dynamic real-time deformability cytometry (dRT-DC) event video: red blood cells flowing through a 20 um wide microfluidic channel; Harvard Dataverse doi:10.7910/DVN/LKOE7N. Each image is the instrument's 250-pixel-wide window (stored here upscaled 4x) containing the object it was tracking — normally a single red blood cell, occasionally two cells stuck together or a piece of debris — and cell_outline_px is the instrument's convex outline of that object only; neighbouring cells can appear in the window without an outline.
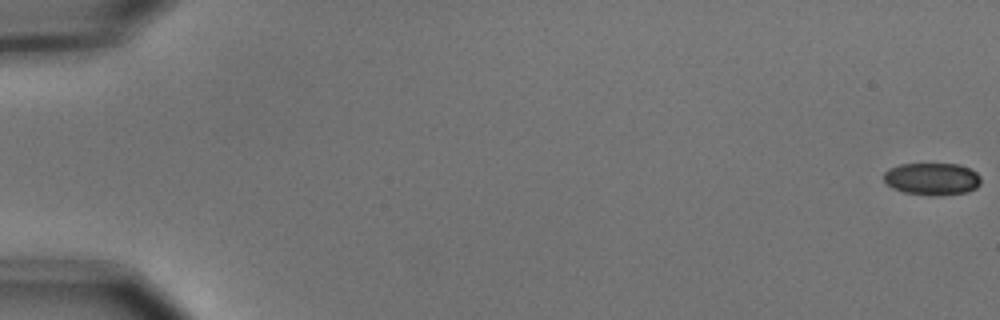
{"species": "common noctule bat (a hibernating species)", "species_latin": "Nyctalus noctula", "temperature_condition": "cold", "stored_images_in_passage": 56, "camera_frame_rate_fps": 3000, "um_per_image_px": 0.085, "animal": {"sex": "male", "body_mass_g": 15.6}, "frame": {"image": 1, "passage_image": 1, "time_ms": 0.0, "image_size_px": [1000, 320], "cell_outline_px": [[980, 184], [976, 188], [968, 192], [944, 196], [928, 196], [904, 192], [892, 188], [884, 180], [884, 172], [888, 168], [900, 164], [960, 164], [976, 172], [980, 176]], "centroid_in_image_um": [79.23, 15.22], "position_along_channel_um": 5.8, "area_um2": 18.55}}
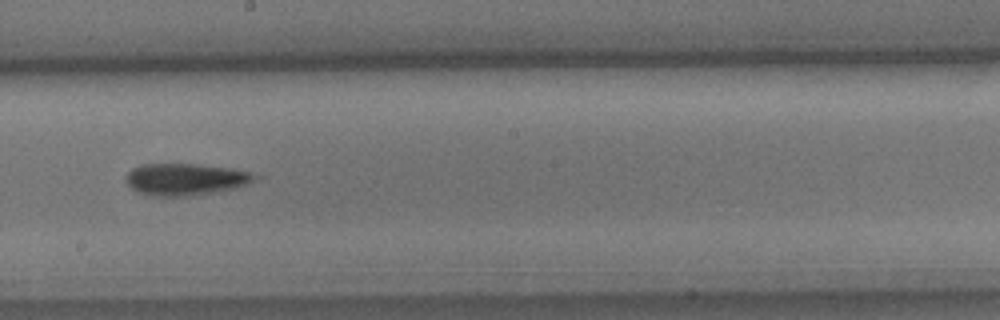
{"frame": {"image": 2, "passage_image": 33, "time_ms": 10.667, "image_size_px": [1000, 320], "cell_outline_px": [[264, 176], [248, 184], [236, 188], [212, 192], [184, 196], [156, 196], [140, 192], [132, 188], [128, 184], [124, 176], [132, 168], [144, 164], [196, 164], [232, 168]], "centroid_in_image_um": [15.81, 15.23], "position_along_channel_um": 232.4, "area_um2": 23.87}}
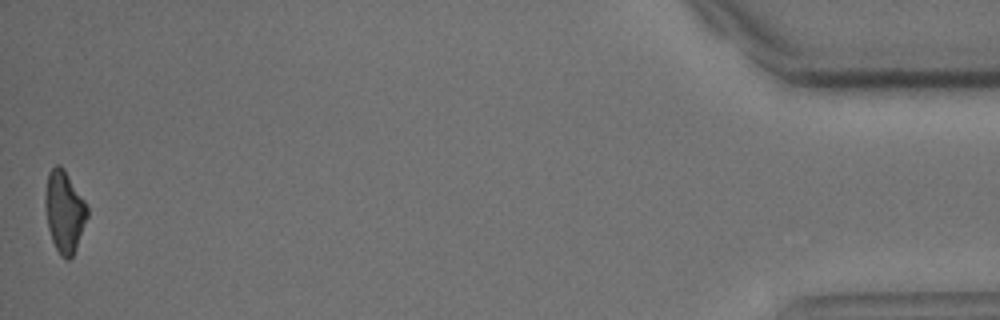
{"frame": {"image": 3, "passage_image": 56, "time_ms": 18.333, "image_size_px": [1000, 320], "cell_outline_px": [[88, 216], [76, 248], [72, 256], [68, 260], [60, 256], [52, 240], [48, 228], [44, 200], [48, 172], [56, 164], [60, 164], [64, 168], [84, 200], [88, 208]], "centroid_in_image_um": [5.46, 17.97], "position_along_channel_um": 429.7, "area_um2": 19.94}, "authors_computed_cell_mechanics": {"area_um2": 20.9236, "velocity_mm_per_s": 3.702, "shape_relaxation_time_tau1_ms": 3.8494, "shape_relaxation_time_tau2_ms": null, "deformation_change_tau1": 0.1304, "deformation_change_tau2": null}}